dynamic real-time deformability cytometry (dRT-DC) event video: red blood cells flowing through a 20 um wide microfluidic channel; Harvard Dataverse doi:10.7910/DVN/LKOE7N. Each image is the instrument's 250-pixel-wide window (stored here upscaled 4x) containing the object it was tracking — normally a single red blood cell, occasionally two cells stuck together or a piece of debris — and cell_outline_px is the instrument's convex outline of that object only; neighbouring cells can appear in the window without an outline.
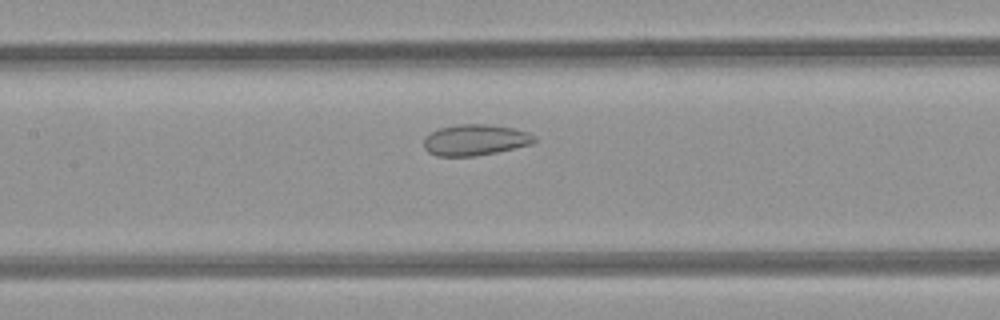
{"species": "common noctule bat (a hibernating species)", "species_latin": "Nyctalus noctula", "temperature_condition": "room temperature", "stored_images_in_passage": 45, "camera_frame_rate_fps": 3000, "um_per_image_px": 0.085, "animal": {"sex": "female", "body_mass_g": 21.9}, "frame": {"image": 1, "passage_image": 19, "time_ms": 6.0, "image_size_px": [1000, 320], "cell_outline_px": [[536, 140], [532, 144], [496, 152], [472, 156], [436, 156], [428, 152], [424, 148], [424, 140], [432, 132], [440, 128], [460, 124], [488, 124], [512, 128], [528, 132], [536, 136]], "centroid_in_image_um": [40.41, 11.9], "position_along_channel_um": 167.0, "area_um2": 19.83}}
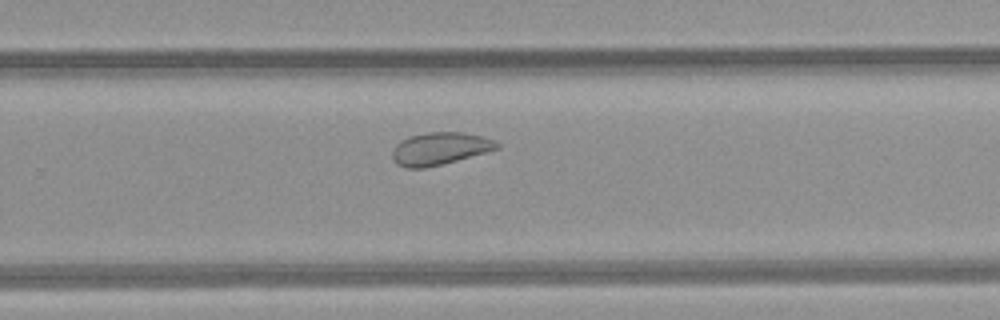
{"frame": {"image": 2, "passage_image": 28, "time_ms": 9.0, "image_size_px": [1000, 320], "cell_outline_px": [[500, 148], [456, 160], [424, 168], [404, 168], [396, 164], [392, 160], [392, 152], [396, 144], [408, 136], [428, 132], [464, 132], [496, 140], [500, 144]], "centroid_in_image_um": [37.36, 12.63], "position_along_channel_um": 292.4, "area_um2": 19.77}}
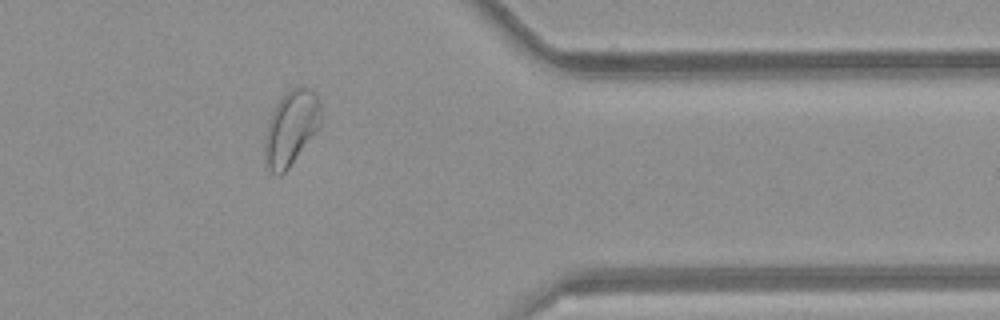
{"frame": {"image": 3, "passage_image": 36, "time_ms": 11.667, "image_size_px": [1000, 320], "cell_outline_px": [[324, 124], [288, 168], [280, 176], [276, 176], [264, 164], [264, 136], [272, 112], [280, 96], [292, 88], [300, 84], [304, 84], [312, 88], [316, 92], [320, 100]], "centroid_in_image_um": [24.79, 10.83], "position_along_channel_um": 386.6, "area_um2": 25.61}, "authors_computed_cell_mechanics": {"area_um2": 24.6228, "velocity_mm_per_s": 4.1988, "shape_relaxation_time_tau1_ms": null, "shape_relaxation_time_tau2_ms": 2.409, "deformation_change_tau1": null, "deformation_change_tau2": 0.0841}}